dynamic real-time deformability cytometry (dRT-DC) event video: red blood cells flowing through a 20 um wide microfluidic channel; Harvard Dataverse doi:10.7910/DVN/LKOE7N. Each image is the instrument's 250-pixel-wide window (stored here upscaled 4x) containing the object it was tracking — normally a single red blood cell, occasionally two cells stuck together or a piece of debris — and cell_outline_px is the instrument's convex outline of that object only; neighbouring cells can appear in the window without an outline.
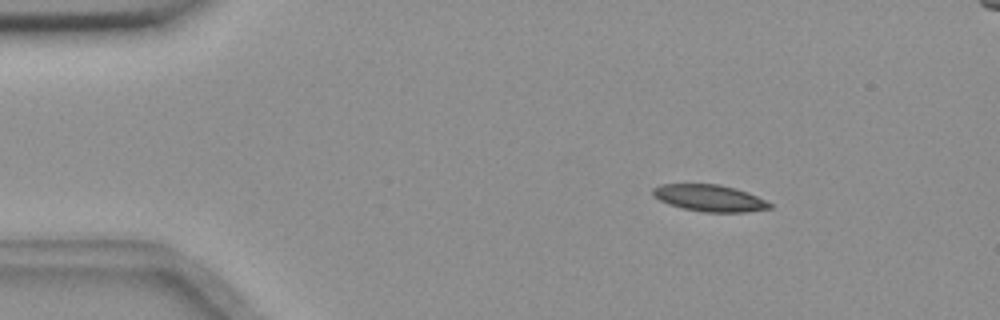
{"species": "common noctule bat (a hibernating species)", "species_latin": "Nyctalus noctula", "temperature_condition": "room temperature", "stored_images_in_passage": 5, "camera_frame_rate_fps": 3000, "um_per_image_px": 0.085, "animal": {"sex": "female", "body_mass_g": 18.4}, "frame": {"image": 1, "passage_image": 2, "time_ms": 0.333, "image_size_px": [1000, 320], "cell_outline_px": [[772, 208], [744, 212], [704, 212], [684, 208], [668, 204], [652, 196], [652, 188], [660, 184], [720, 184], [736, 188], [748, 192], [772, 204]], "centroid_in_image_um": [60.29, 16.82], "position_along_channel_um": 24.7, "area_um2": 18.21}}